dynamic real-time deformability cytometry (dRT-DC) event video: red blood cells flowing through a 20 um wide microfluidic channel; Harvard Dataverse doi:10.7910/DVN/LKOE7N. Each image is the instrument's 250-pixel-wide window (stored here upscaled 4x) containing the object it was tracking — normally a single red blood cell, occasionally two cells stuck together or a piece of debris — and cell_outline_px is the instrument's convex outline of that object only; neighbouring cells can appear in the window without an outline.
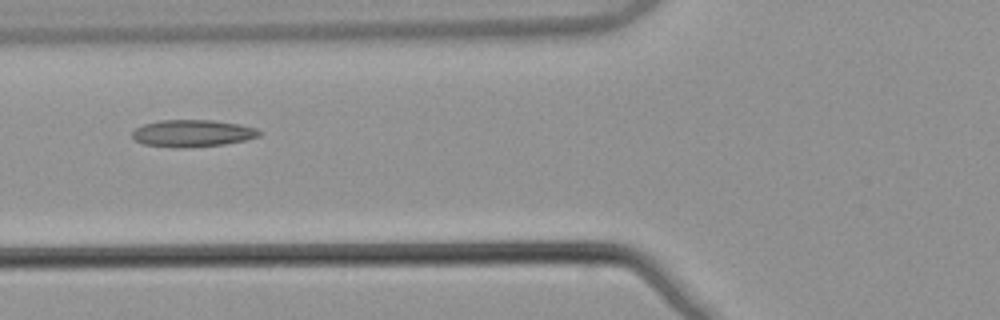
{"species": "common noctule bat (a hibernating species)", "species_latin": "Nyctalus noctula", "temperature_condition": "warm", "stored_images_in_passage": 5, "camera_frame_rate_fps": 3000, "um_per_image_px": 0.085, "animal": {"sex": "male", "body_mass_g": 21.5, "forearm_length_mm": 52.0}, "frame": {"image": 1, "passage_image": 3, "time_ms": 0.667, "image_size_px": [1000, 320], "cell_outline_px": [[264, 132], [260, 136], [244, 140], [224, 144], [192, 148], [172, 148], [144, 144], [136, 140], [132, 136], [132, 132], [136, 128], [144, 124], [160, 120], [212, 120], [240, 124], [256, 128]], "centroid_in_image_um": [16.39, 11.34], "position_along_channel_um": 109.4, "area_um2": 20.23}}
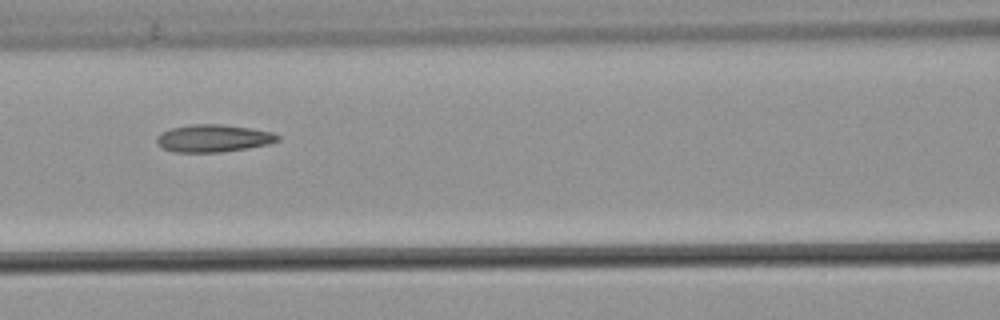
{"frame": {"image": 2, "passage_image": 4, "time_ms": 1.0, "image_size_px": [1000, 320], "cell_outline_px": [[280, 140], [268, 144], [220, 152], [172, 152], [164, 148], [156, 140], [156, 136], [160, 132], [172, 128], [188, 124], [220, 124], [252, 128], [272, 132], [280, 136]], "centroid_in_image_um": [18.12, 11.74], "position_along_channel_um": 148.5, "area_um2": 19.31}}